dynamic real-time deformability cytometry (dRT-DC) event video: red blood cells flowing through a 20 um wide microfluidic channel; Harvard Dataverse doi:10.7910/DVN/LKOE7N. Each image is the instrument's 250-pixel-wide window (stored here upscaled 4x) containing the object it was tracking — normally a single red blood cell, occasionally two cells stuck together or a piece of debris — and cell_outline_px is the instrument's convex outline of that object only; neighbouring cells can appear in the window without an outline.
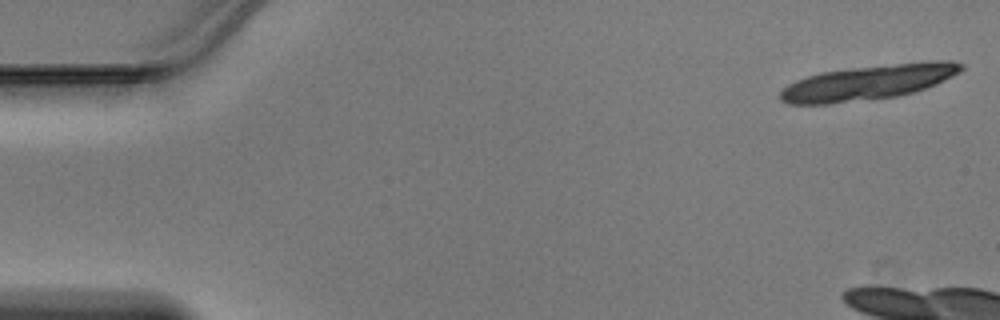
{"species": "Egyptian fruit bat (a non-hibernating species)", "species_latin": "Rousettus aegyptiacus", "temperature_condition": "warm", "stored_images_in_passage": 9, "camera_frame_rate_fps": 3000, "um_per_image_px": 0.085, "animal": {"sex": "male"}, "frame": {"image": 1, "passage_image": 1, "time_ms": 0.0, "image_size_px": [1000, 320], "cell_outline_px": [[964, 68], [960, 72], [936, 84], [912, 92], [896, 96], [828, 104], [788, 104], [780, 100], [780, 92], [788, 84], [796, 80], [820, 72], [856, 68], [896, 64], [940, 60], [952, 60], [964, 64]], "centroid_in_image_um": [73.79, 7.01], "position_along_channel_um": 11.2, "area_um2": 36.18}}